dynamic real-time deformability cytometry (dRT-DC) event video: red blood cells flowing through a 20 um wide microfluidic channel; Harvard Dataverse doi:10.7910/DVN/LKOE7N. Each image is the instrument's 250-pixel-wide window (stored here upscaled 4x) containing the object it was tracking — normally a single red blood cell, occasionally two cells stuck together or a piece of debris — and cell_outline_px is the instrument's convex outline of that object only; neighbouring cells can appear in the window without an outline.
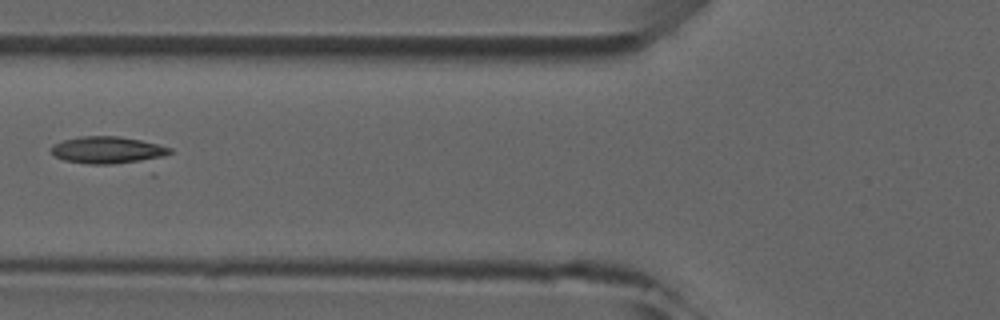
{"species": "common noctule bat (a hibernating species)", "species_latin": "Nyctalus noctula", "temperature_condition": "room temperature", "stored_images_in_passage": 5, "camera_frame_rate_fps": 3000, "um_per_image_px": 0.085, "animal": {"sex": "male", "forearm_length_mm": 52.5}, "frame": {"image": 1, "passage_image": 5, "time_ms": 5.667, "image_size_px": [1000, 320], "cell_outline_px": [[172, 152], [156, 176], [152, 176], [64, 160], [56, 156], [48, 148], [52, 144], [64, 140], [80, 136], [120, 136], [140, 140], [172, 148]], "centroid_in_image_um": [9.7, 13.04], "position_along_channel_um": 116.1, "area_um2": 23.76}}